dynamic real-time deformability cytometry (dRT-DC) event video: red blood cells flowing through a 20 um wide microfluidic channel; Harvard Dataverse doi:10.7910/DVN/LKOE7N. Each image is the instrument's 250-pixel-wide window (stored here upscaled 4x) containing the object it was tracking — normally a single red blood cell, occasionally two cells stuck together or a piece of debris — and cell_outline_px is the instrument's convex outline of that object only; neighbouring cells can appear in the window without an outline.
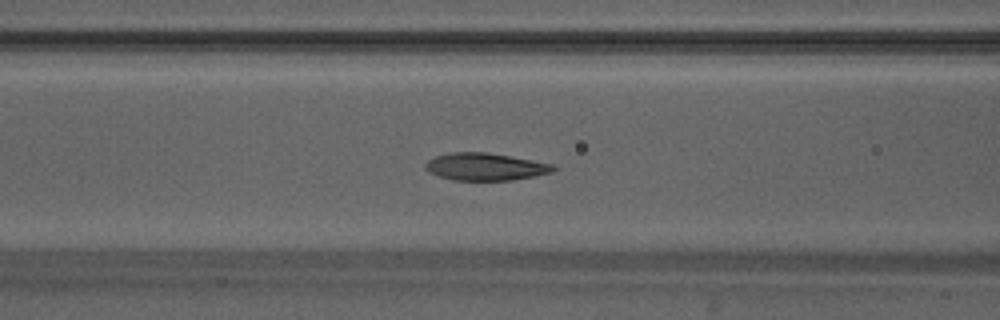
{"species": "Egyptian fruit bat (a non-hibernating species)", "species_latin": "Rousettus aegyptiacus", "temperature_condition": "warm", "stored_images_in_passage": 50, "camera_frame_rate_fps": 3000, "um_per_image_px": 0.085, "animal": {"sex": "male"}, "frame": {"image": 1, "passage_image": 21, "time_ms": 6.667, "image_size_px": [1000, 320], "cell_outline_px": [[560, 168], [552, 172], [536, 176], [512, 180], [452, 180], [428, 172], [424, 168], [424, 164], [428, 160], [436, 156], [448, 152], [488, 152], [556, 164]], "centroid_in_image_um": [41.3, 14.16], "position_along_channel_um": 125.3, "area_um2": 20.75}}
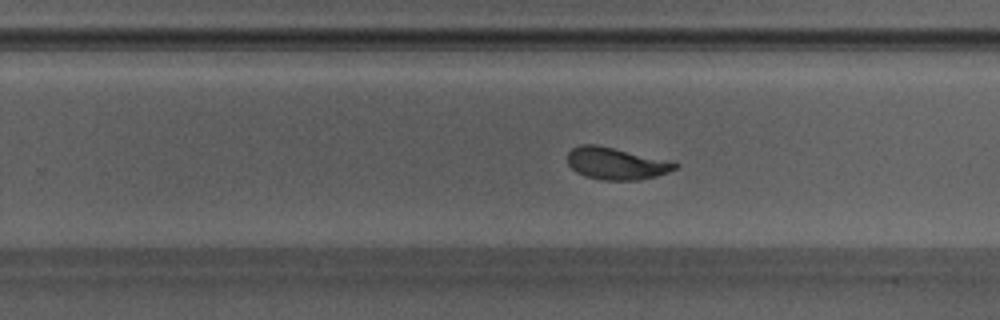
{"frame": {"image": 2, "passage_image": 32, "time_ms": 10.333, "image_size_px": [1000, 320], "cell_outline_px": [[680, 168], [656, 176], [640, 180], [604, 180], [584, 176], [576, 172], [568, 164], [568, 152], [572, 148], [580, 144], [596, 144], [672, 160], [680, 164]], "centroid_in_image_um": [52.43, 13.89], "position_along_channel_um": 277.4, "area_um2": 20.46}}
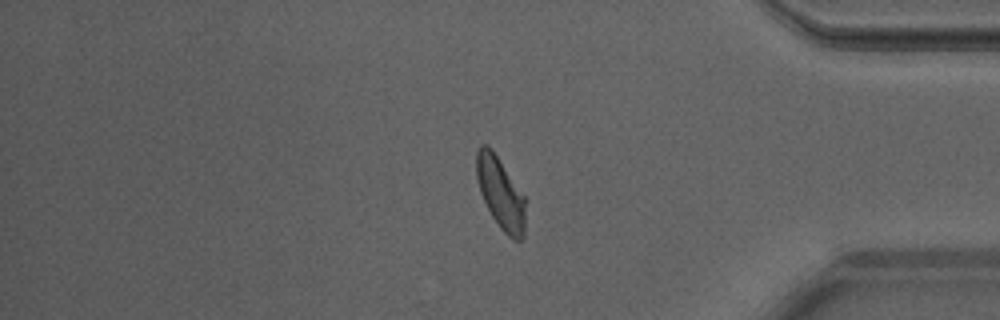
{"frame": {"image": 3, "passage_image": 42, "time_ms": 13.667, "image_size_px": [1000, 320], "cell_outline_px": [[524, 236], [520, 240], [512, 240], [500, 228], [492, 216], [480, 192], [476, 176], [476, 152], [480, 144], [488, 144], [492, 148], [524, 196]], "centroid_in_image_um": [42.52, 16.39], "position_along_channel_um": 392.7, "area_um2": 20.29}, "authors_computed_cell_mechanics": {"area_um2": 20.6924, "velocity_mm_per_s": 4.1717, "shape_relaxation_time_tau1_ms": 2.5368, "shape_relaxation_time_tau2_ms": 0.665, "deformation_change_tau1": 0.1469, "deformation_change_tau2": 0.0637}}